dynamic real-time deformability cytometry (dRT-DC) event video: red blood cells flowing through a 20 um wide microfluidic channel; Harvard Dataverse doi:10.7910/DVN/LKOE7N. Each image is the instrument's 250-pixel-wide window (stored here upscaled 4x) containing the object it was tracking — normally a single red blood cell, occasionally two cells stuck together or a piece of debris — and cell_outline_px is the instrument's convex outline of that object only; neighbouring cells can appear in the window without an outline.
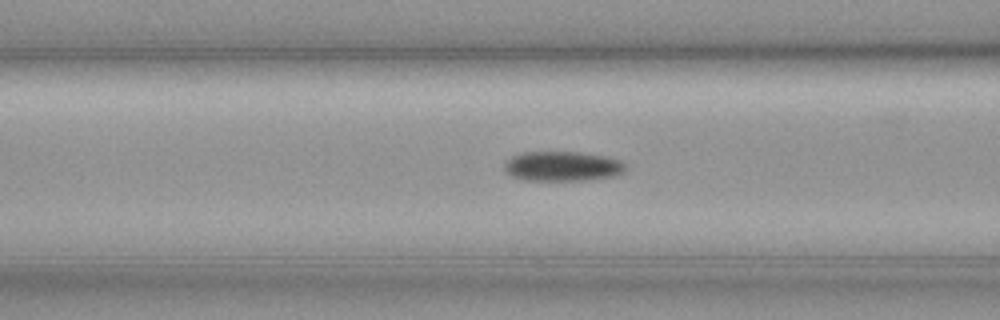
{"species": "common noctule bat (a hibernating species)", "species_latin": "Nyctalus noctula", "temperature_condition": "cold", "stored_images_in_passage": 35, "camera_frame_rate_fps": 3000, "um_per_image_px": 0.085, "animal": {"sex": "female", "body_mass_g": 19.3, "forearm_length_mm": 54.1}, "frame": {"image": 1, "passage_image": 8, "time_ms": 2.333, "image_size_px": [1000, 320], "cell_outline_px": [[628, 164], [620, 172], [612, 176], [580, 180], [524, 180], [512, 176], [504, 172], [504, 164], [512, 156], [524, 152], [580, 152], [608, 156], [620, 160]], "centroid_in_image_um": [47.78, 14.12], "position_along_channel_um": 118.8, "area_um2": 20.92}}
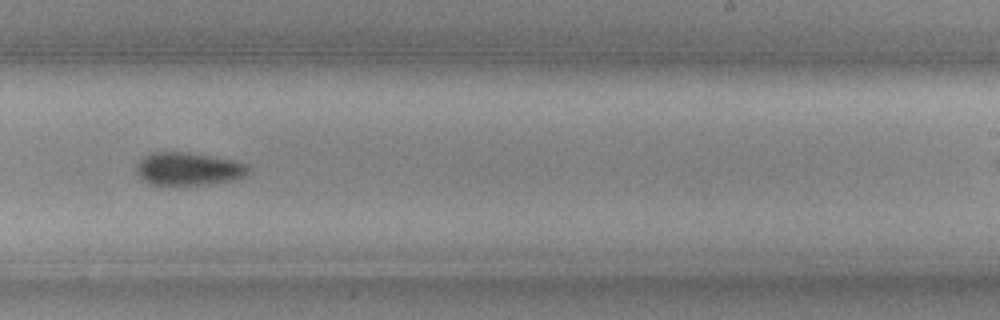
{"frame": {"image": 2, "passage_image": 21, "time_ms": 6.667, "image_size_px": [1000, 320], "cell_outline_px": [[248, 172], [244, 176], [232, 180], [200, 184], [148, 184], [136, 172], [136, 164], [144, 156], [152, 152], [188, 152], [212, 156], [232, 160], [248, 164]], "centroid_in_image_um": [15.98, 14.33], "position_along_channel_um": 273.0, "area_um2": 21.15}}
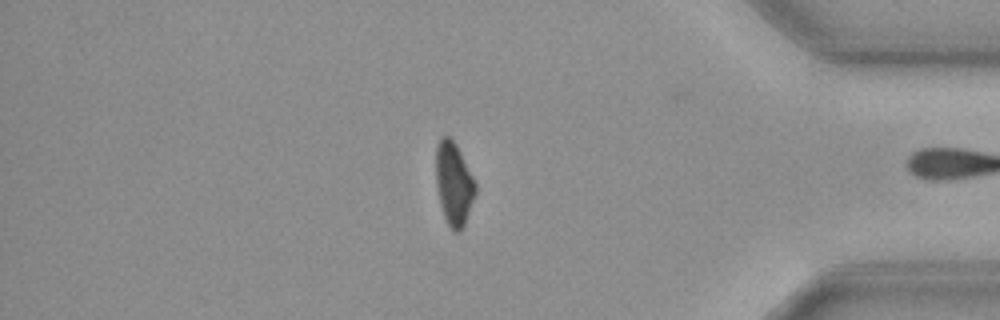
{"frame": {"image": 3, "passage_image": 34, "time_ms": 11.0, "image_size_px": [1000, 320], "cell_outline_px": [[476, 192], [464, 224], [460, 232], [452, 232], [444, 216], [440, 204], [436, 184], [436, 144], [440, 136], [448, 136], [456, 144], [476, 184]], "centroid_in_image_um": [38.55, 15.61], "position_along_channel_um": 396.6, "area_um2": 18.96}, "authors_computed_cell_mechanics": {"area_um2": 21.2126, "velocity_mm_per_s": 3.5799, "shape_relaxation_time_tau1_ms": 7.8697, "shape_relaxation_time_tau2_ms": null, "deformation_change_tau1": 0.1465, "deformation_change_tau2": null}}